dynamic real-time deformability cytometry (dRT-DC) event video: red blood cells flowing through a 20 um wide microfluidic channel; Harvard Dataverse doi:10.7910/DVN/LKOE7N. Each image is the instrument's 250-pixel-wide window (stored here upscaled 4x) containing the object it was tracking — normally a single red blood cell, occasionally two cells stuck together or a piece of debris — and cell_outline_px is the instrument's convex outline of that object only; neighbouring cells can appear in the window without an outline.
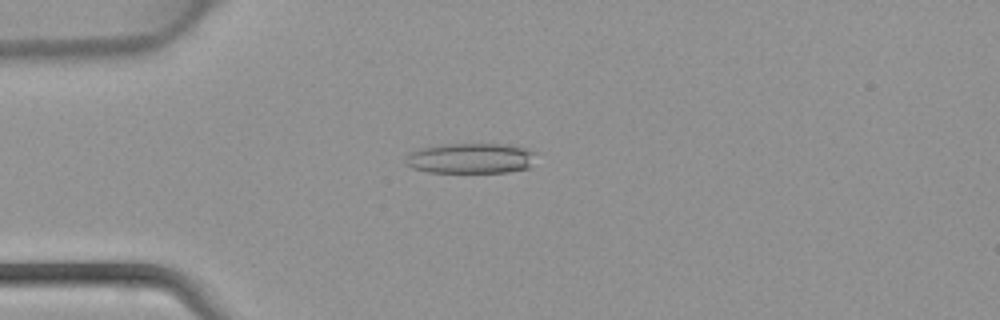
{"species": "common noctule bat (a hibernating species)", "species_latin": "Nyctalus noctula", "temperature_condition": "warm", "stored_images_in_passage": 44, "camera_frame_rate_fps": 3000, "um_per_image_px": 0.085, "animal": {"sex": "female", "body_mass_g": 22.7, "forearm_length_mm": 54.2}, "frame": {"image": 1, "passage_image": 11, "time_ms": 3.333, "image_size_px": [1000, 320], "cell_outline_px": [[536, 152], [528, 168], [508, 172], [428, 172], [412, 168], [404, 164], [404, 160], [408, 152], [420, 148], [440, 144], [508, 144], [524, 148]], "centroid_in_image_um": [39.94, 13.45], "position_along_channel_um": 45.1, "area_um2": 23.24}}
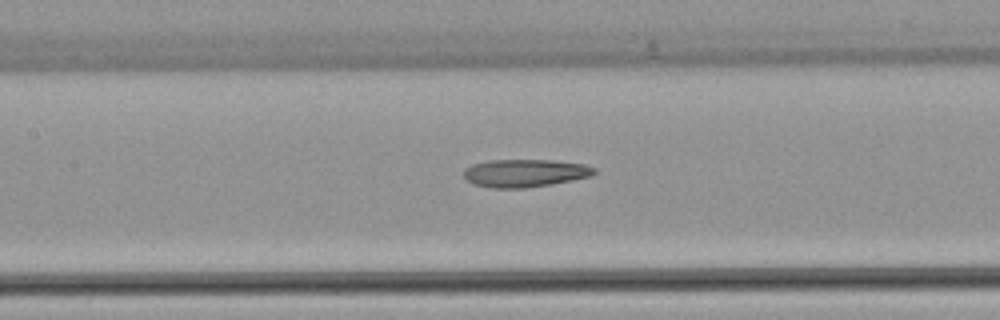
{"frame": {"image": 2, "passage_image": 20, "time_ms": 6.333, "image_size_px": [1000, 320], "cell_outline_px": [[596, 172], [592, 176], [552, 184], [524, 188], [492, 188], [472, 184], [464, 180], [464, 168], [472, 164], [492, 160], [552, 160], [584, 164], [596, 168]], "centroid_in_image_um": [44.59, 14.72], "position_along_channel_um": 162.8, "area_um2": 21.33}}
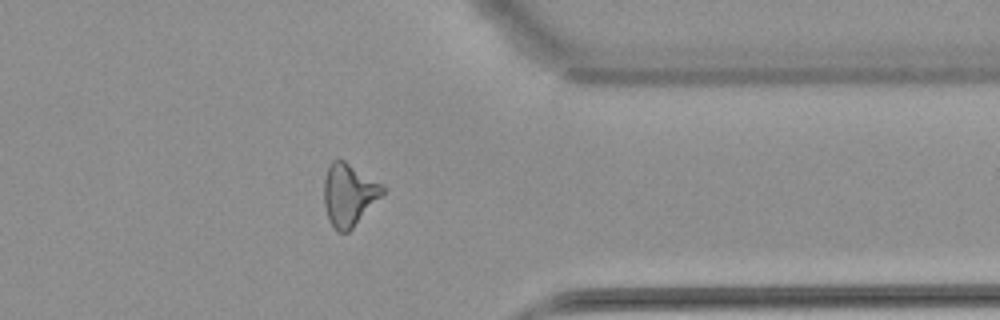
{"frame": {"image": 3, "passage_image": 35, "time_ms": 11.333, "image_size_px": [1000, 320], "cell_outline_px": [[388, 188], [352, 228], [348, 232], [336, 232], [328, 216], [324, 204], [324, 180], [328, 164], [332, 160], [344, 160], [384, 184]], "centroid_in_image_um": [29.67, 16.51], "position_along_channel_um": 381.7, "area_um2": 21.27}}